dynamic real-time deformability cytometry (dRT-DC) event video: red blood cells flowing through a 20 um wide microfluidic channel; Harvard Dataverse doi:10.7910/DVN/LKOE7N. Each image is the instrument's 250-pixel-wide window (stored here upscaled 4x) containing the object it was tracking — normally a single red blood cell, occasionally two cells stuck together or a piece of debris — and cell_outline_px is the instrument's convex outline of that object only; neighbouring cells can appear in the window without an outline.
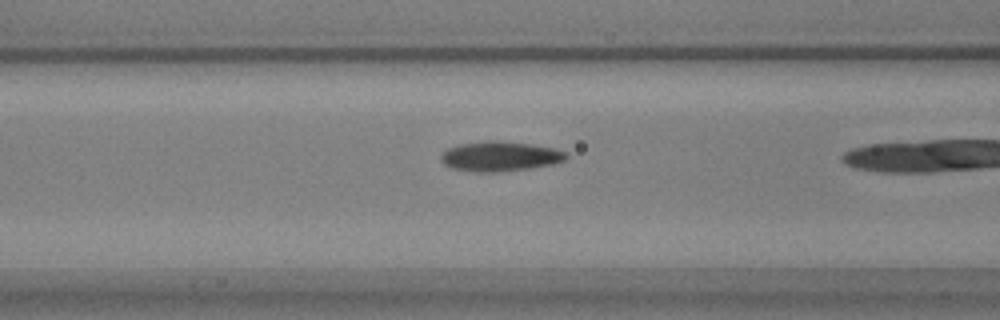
{"species": "common noctule bat (a hibernating species)", "species_latin": "Nyctalus noctula", "temperature_condition": "warm", "stored_images_in_passage": 20, "camera_frame_rate_fps": 3000, "um_per_image_px": 0.085, "animal": {"sex": "male", "body_mass_g": 17.9, "forearm_length_mm": 54.2}, "frame": {"image": 1, "passage_image": 18, "time_ms": 5.667, "image_size_px": [1000, 320], "cell_outline_px": [[568, 156], [564, 160], [552, 164], [532, 168], [500, 172], [476, 172], [452, 168], [444, 164], [440, 160], [440, 156], [448, 148], [460, 144], [488, 140], [496, 140], [532, 144], [552, 148], [568, 152]], "centroid_in_image_um": [42.5, 13.29], "position_along_channel_um": 124.1, "area_um2": 21.85}}